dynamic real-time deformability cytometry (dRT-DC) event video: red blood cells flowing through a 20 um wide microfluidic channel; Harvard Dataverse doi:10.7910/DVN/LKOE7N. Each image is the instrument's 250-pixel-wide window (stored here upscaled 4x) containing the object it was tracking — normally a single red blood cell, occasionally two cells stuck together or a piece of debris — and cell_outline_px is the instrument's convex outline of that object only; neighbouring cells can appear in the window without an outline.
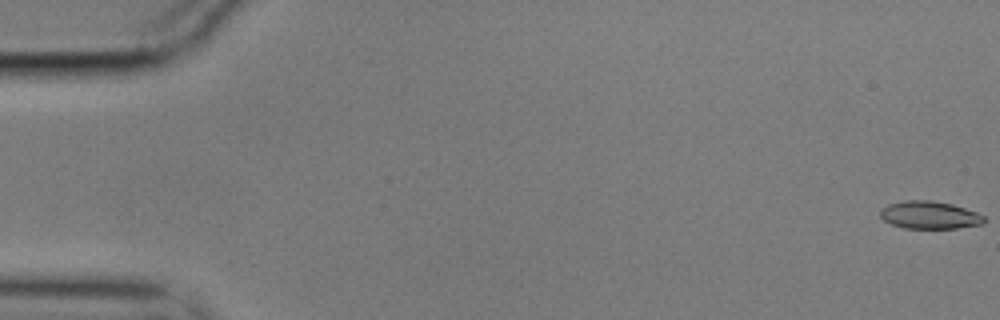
{"species": "common noctule bat (a hibernating species)", "species_latin": "Nyctalus noctula", "temperature_condition": "cold", "stored_images_in_passage": 17, "camera_frame_rate_fps": 3000, "um_per_image_px": 0.085, "animal": {"sex": "male", "body_mass_g": 17.9}, "frame": {"image": 1, "passage_image": 1, "time_ms": 0.0, "image_size_px": [1000, 320], "cell_outline_px": [[984, 224], [956, 228], [904, 228], [892, 224], [884, 220], [880, 216], [880, 208], [888, 204], [904, 200], [928, 200], [952, 204], [976, 212], [984, 216]], "centroid_in_image_um": [78.99, 18.27], "position_along_channel_um": 6.0, "area_um2": 16.7}}
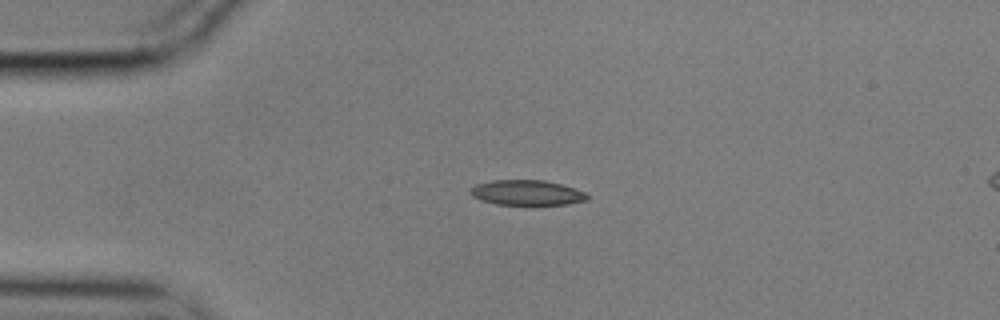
{"frame": {"image": 2, "passage_image": 14, "time_ms": 4.333, "image_size_px": [1000, 320], "cell_outline_px": [[588, 200], [568, 204], [532, 208], [496, 204], [480, 200], [472, 196], [468, 192], [476, 184], [492, 180], [544, 180], [560, 184], [584, 192], [588, 196]], "centroid_in_image_um": [44.77, 16.44], "position_along_channel_um": 40.2, "area_um2": 17.98}}